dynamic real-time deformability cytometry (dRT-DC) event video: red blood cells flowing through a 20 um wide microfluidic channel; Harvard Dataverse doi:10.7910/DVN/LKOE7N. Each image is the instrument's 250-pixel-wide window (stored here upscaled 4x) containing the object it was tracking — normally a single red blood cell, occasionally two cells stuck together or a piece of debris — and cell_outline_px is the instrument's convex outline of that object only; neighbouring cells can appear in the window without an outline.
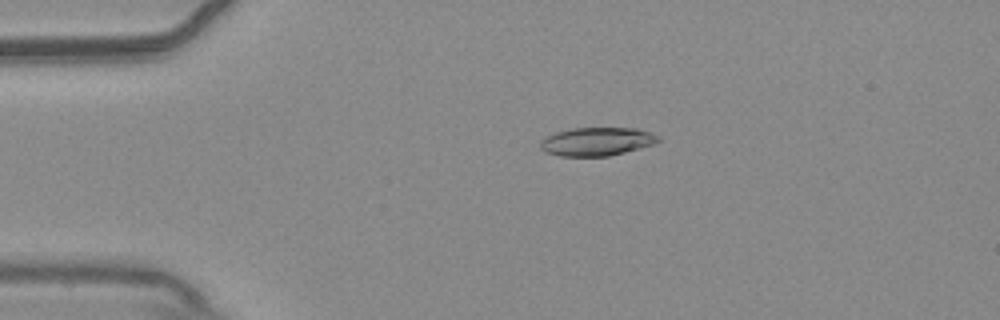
{"species": "common noctule bat (a hibernating species)", "species_latin": "Nyctalus noctula", "temperature_condition": "warm", "stored_images_in_passage": 55, "camera_frame_rate_fps": 3000, "um_per_image_px": 0.085, "animal": {"sex": "male", "body_mass_g": 20.4}, "frame": {"image": 1, "passage_image": 12, "time_ms": 3.667, "image_size_px": [1000, 320], "cell_outline_px": [[660, 140], [656, 144], [608, 156], [560, 156], [548, 152], [540, 148], [540, 140], [544, 136], [556, 132], [572, 128], [636, 128], [652, 132], [660, 136]], "centroid_in_image_um": [50.75, 12.02], "position_along_channel_um": 34.2, "area_um2": 19.65}}
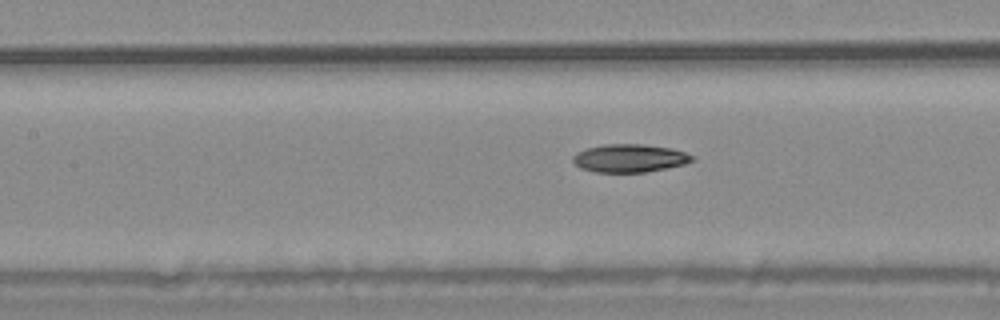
{"frame": {"image": 2, "passage_image": 25, "time_ms": 8.0, "image_size_px": [1000, 320], "cell_outline_px": [[696, 160], [684, 164], [668, 168], [644, 172], [596, 172], [580, 168], [572, 160], [572, 156], [576, 152], [588, 148], [604, 144], [644, 144], [672, 148], [684, 152], [692, 156]], "centroid_in_image_um": [53.52, 13.44], "position_along_channel_um": 153.9, "area_um2": 19.54}}
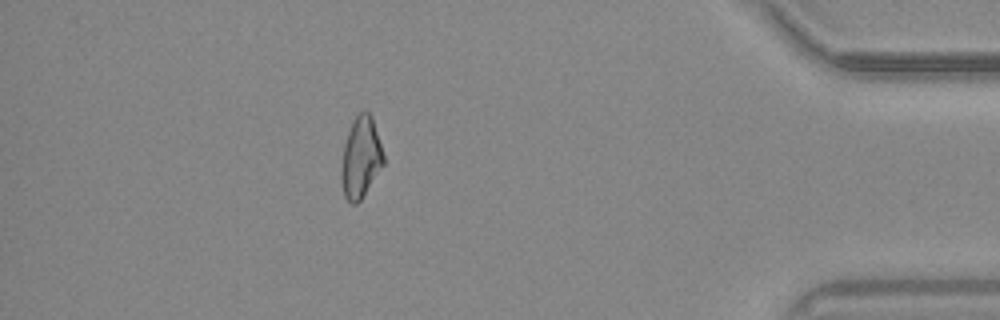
{"frame": {"image": 3, "passage_image": 49, "time_ms": 16.0, "image_size_px": [1000, 320], "cell_outline_px": [[384, 164], [360, 200], [356, 204], [352, 204], [344, 196], [340, 180], [340, 168], [344, 144], [348, 132], [356, 116], [360, 112], [368, 112], [372, 116], [384, 156]], "centroid_in_image_um": [30.64, 13.42], "position_along_channel_um": 404.6, "area_um2": 19.77}, "authors_computed_cell_mechanics": {"area_um2": 20.1144, "velocity_mm_per_s": 3.7043, "shape_relaxation_time_tau1_ms": null, "shape_relaxation_time_tau2_ms": 6.3396, "deformation_change_tau1": null, "deformation_change_tau2": 0.1335}}